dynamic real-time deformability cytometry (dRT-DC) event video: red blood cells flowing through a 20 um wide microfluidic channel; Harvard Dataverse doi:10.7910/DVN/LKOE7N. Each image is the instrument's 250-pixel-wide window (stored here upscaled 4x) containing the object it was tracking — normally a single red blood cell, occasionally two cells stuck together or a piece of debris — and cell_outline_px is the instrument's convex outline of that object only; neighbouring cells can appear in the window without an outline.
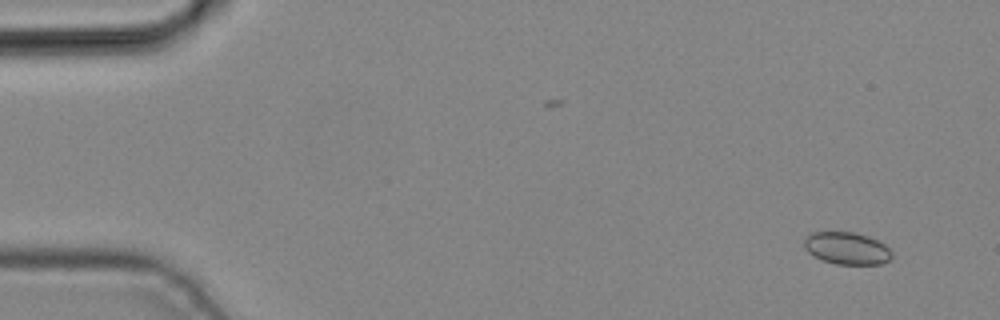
{"species": "common noctule bat (a hibernating species)", "species_latin": "Nyctalus noctula", "temperature_condition": "cold", "stored_images_in_passage": 4, "camera_frame_rate_fps": 3000, "um_per_image_px": 0.085, "animal": {"sex": "male", "body_mass_g": 19.2, "forearm_length_mm": 51.8}, "frame": {"image": 1, "passage_image": 1, "time_ms": 0.0, "image_size_px": [1000, 320], "cell_outline_px": [[892, 256], [888, 260], [880, 264], [836, 264], [824, 260], [808, 252], [804, 248], [804, 236], [812, 232], [852, 232], [868, 236], [884, 244], [892, 252]], "centroid_in_image_um": [71.96, 21.09], "position_along_channel_um": 13.0, "area_um2": 16.36}}
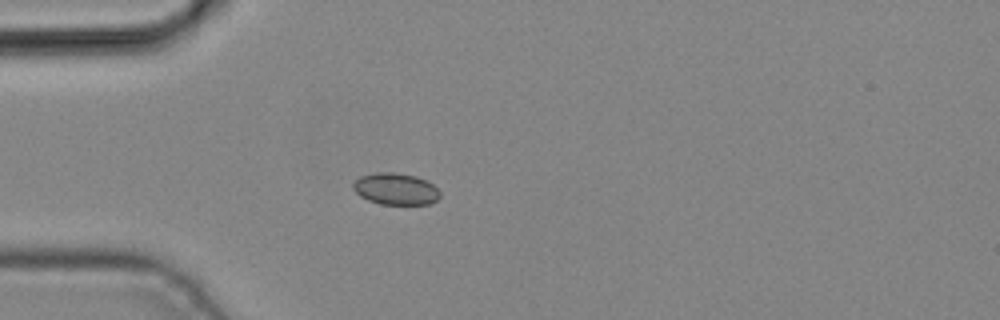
{"frame": {"image": 2, "passage_image": 4, "time_ms": 1.0, "image_size_px": [1000, 320], "cell_outline_px": [[440, 196], [436, 200], [428, 204], [380, 204], [368, 200], [360, 196], [352, 188], [352, 184], [360, 176], [376, 172], [392, 172], [416, 176], [428, 180], [440, 192]], "centroid_in_image_um": [33.62, 16.05], "position_along_channel_um": 51.4, "area_um2": 16.07}}